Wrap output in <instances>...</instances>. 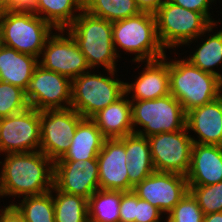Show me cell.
Wrapping results in <instances>:
<instances>
[{
  "mask_svg": "<svg viewBox=\"0 0 222 222\" xmlns=\"http://www.w3.org/2000/svg\"><path fill=\"white\" fill-rule=\"evenodd\" d=\"M169 60L163 58L145 61V67L132 83L125 82V94L131 100H150L170 94Z\"/></svg>",
  "mask_w": 222,
  "mask_h": 222,
  "instance_id": "e0dca14e",
  "label": "cell"
},
{
  "mask_svg": "<svg viewBox=\"0 0 222 222\" xmlns=\"http://www.w3.org/2000/svg\"><path fill=\"white\" fill-rule=\"evenodd\" d=\"M205 40L201 41L200 46L197 44V49L186 59L202 71L219 78L222 73L215 70V67L222 65V29L213 35L209 34Z\"/></svg>",
  "mask_w": 222,
  "mask_h": 222,
  "instance_id": "484cf974",
  "label": "cell"
},
{
  "mask_svg": "<svg viewBox=\"0 0 222 222\" xmlns=\"http://www.w3.org/2000/svg\"><path fill=\"white\" fill-rule=\"evenodd\" d=\"M17 10V0H0V12Z\"/></svg>",
  "mask_w": 222,
  "mask_h": 222,
  "instance_id": "74e56055",
  "label": "cell"
},
{
  "mask_svg": "<svg viewBox=\"0 0 222 222\" xmlns=\"http://www.w3.org/2000/svg\"><path fill=\"white\" fill-rule=\"evenodd\" d=\"M170 94L185 112L216 100L220 94L219 78L193 65L186 59L169 61Z\"/></svg>",
  "mask_w": 222,
  "mask_h": 222,
  "instance_id": "8992f818",
  "label": "cell"
},
{
  "mask_svg": "<svg viewBox=\"0 0 222 222\" xmlns=\"http://www.w3.org/2000/svg\"><path fill=\"white\" fill-rule=\"evenodd\" d=\"M56 30L30 9L0 12L2 45L40 58L47 39Z\"/></svg>",
  "mask_w": 222,
  "mask_h": 222,
  "instance_id": "5b68a950",
  "label": "cell"
},
{
  "mask_svg": "<svg viewBox=\"0 0 222 222\" xmlns=\"http://www.w3.org/2000/svg\"><path fill=\"white\" fill-rule=\"evenodd\" d=\"M105 139L91 118H83L77 125L69 150L57 161L97 159Z\"/></svg>",
  "mask_w": 222,
  "mask_h": 222,
  "instance_id": "603a6c76",
  "label": "cell"
},
{
  "mask_svg": "<svg viewBox=\"0 0 222 222\" xmlns=\"http://www.w3.org/2000/svg\"><path fill=\"white\" fill-rule=\"evenodd\" d=\"M97 161L99 189L129 191L125 144L119 138L104 140Z\"/></svg>",
  "mask_w": 222,
  "mask_h": 222,
  "instance_id": "2e32d148",
  "label": "cell"
},
{
  "mask_svg": "<svg viewBox=\"0 0 222 222\" xmlns=\"http://www.w3.org/2000/svg\"><path fill=\"white\" fill-rule=\"evenodd\" d=\"M91 71L72 80L71 108L83 118H92L125 94V82L117 78V70H106L107 76Z\"/></svg>",
  "mask_w": 222,
  "mask_h": 222,
  "instance_id": "52a82bcc",
  "label": "cell"
},
{
  "mask_svg": "<svg viewBox=\"0 0 222 222\" xmlns=\"http://www.w3.org/2000/svg\"><path fill=\"white\" fill-rule=\"evenodd\" d=\"M84 54L90 69L103 66L116 70L119 58L114 50L112 22L96 17L84 9L66 29Z\"/></svg>",
  "mask_w": 222,
  "mask_h": 222,
  "instance_id": "3957f363",
  "label": "cell"
},
{
  "mask_svg": "<svg viewBox=\"0 0 222 222\" xmlns=\"http://www.w3.org/2000/svg\"><path fill=\"white\" fill-rule=\"evenodd\" d=\"M51 192L55 193L53 195L55 222H89L88 199L59 191L55 186Z\"/></svg>",
  "mask_w": 222,
  "mask_h": 222,
  "instance_id": "4316f807",
  "label": "cell"
},
{
  "mask_svg": "<svg viewBox=\"0 0 222 222\" xmlns=\"http://www.w3.org/2000/svg\"><path fill=\"white\" fill-rule=\"evenodd\" d=\"M0 161L2 196L41 195L54 186V162L43 152L11 153Z\"/></svg>",
  "mask_w": 222,
  "mask_h": 222,
  "instance_id": "6da1fadb",
  "label": "cell"
},
{
  "mask_svg": "<svg viewBox=\"0 0 222 222\" xmlns=\"http://www.w3.org/2000/svg\"><path fill=\"white\" fill-rule=\"evenodd\" d=\"M55 31L47 39L42 49L40 55V58H42L38 60L39 65L66 76L71 81L77 76L90 71L86 58L72 35L64 29Z\"/></svg>",
  "mask_w": 222,
  "mask_h": 222,
  "instance_id": "7c38bea8",
  "label": "cell"
},
{
  "mask_svg": "<svg viewBox=\"0 0 222 222\" xmlns=\"http://www.w3.org/2000/svg\"><path fill=\"white\" fill-rule=\"evenodd\" d=\"M203 222H222V212L204 215Z\"/></svg>",
  "mask_w": 222,
  "mask_h": 222,
  "instance_id": "f35d334b",
  "label": "cell"
},
{
  "mask_svg": "<svg viewBox=\"0 0 222 222\" xmlns=\"http://www.w3.org/2000/svg\"><path fill=\"white\" fill-rule=\"evenodd\" d=\"M169 1L188 10L202 13L212 24L220 22L212 19V16L210 15L211 13L209 12L214 1L216 4V0H169Z\"/></svg>",
  "mask_w": 222,
  "mask_h": 222,
  "instance_id": "836d02e7",
  "label": "cell"
},
{
  "mask_svg": "<svg viewBox=\"0 0 222 222\" xmlns=\"http://www.w3.org/2000/svg\"><path fill=\"white\" fill-rule=\"evenodd\" d=\"M186 128L197 137L193 143L222 146V95L203 106L186 112Z\"/></svg>",
  "mask_w": 222,
  "mask_h": 222,
  "instance_id": "ac0fdd59",
  "label": "cell"
},
{
  "mask_svg": "<svg viewBox=\"0 0 222 222\" xmlns=\"http://www.w3.org/2000/svg\"><path fill=\"white\" fill-rule=\"evenodd\" d=\"M119 139L125 144L128 160L129 191H132L139 182L155 171L151 159L150 144L147 137L137 133Z\"/></svg>",
  "mask_w": 222,
  "mask_h": 222,
  "instance_id": "44dd1931",
  "label": "cell"
},
{
  "mask_svg": "<svg viewBox=\"0 0 222 222\" xmlns=\"http://www.w3.org/2000/svg\"><path fill=\"white\" fill-rule=\"evenodd\" d=\"M37 0H17V10L18 9H30Z\"/></svg>",
  "mask_w": 222,
  "mask_h": 222,
  "instance_id": "ab89813d",
  "label": "cell"
},
{
  "mask_svg": "<svg viewBox=\"0 0 222 222\" xmlns=\"http://www.w3.org/2000/svg\"><path fill=\"white\" fill-rule=\"evenodd\" d=\"M120 222H134L135 193L132 191H121Z\"/></svg>",
  "mask_w": 222,
  "mask_h": 222,
  "instance_id": "e575fe53",
  "label": "cell"
},
{
  "mask_svg": "<svg viewBox=\"0 0 222 222\" xmlns=\"http://www.w3.org/2000/svg\"><path fill=\"white\" fill-rule=\"evenodd\" d=\"M114 50L118 57L119 48L125 53L134 54L132 62L152 61L163 58L167 51L161 45L158 35L156 18L153 13L139 14L112 22Z\"/></svg>",
  "mask_w": 222,
  "mask_h": 222,
  "instance_id": "7a4b0ae2",
  "label": "cell"
},
{
  "mask_svg": "<svg viewBox=\"0 0 222 222\" xmlns=\"http://www.w3.org/2000/svg\"><path fill=\"white\" fill-rule=\"evenodd\" d=\"M133 192L166 215L189 192V186L184 175L154 171L139 182Z\"/></svg>",
  "mask_w": 222,
  "mask_h": 222,
  "instance_id": "5bb4252c",
  "label": "cell"
},
{
  "mask_svg": "<svg viewBox=\"0 0 222 222\" xmlns=\"http://www.w3.org/2000/svg\"><path fill=\"white\" fill-rule=\"evenodd\" d=\"M71 87L69 78L38 64L26 90V98L29 106L39 111L66 109L71 107Z\"/></svg>",
  "mask_w": 222,
  "mask_h": 222,
  "instance_id": "4fadbf2b",
  "label": "cell"
},
{
  "mask_svg": "<svg viewBox=\"0 0 222 222\" xmlns=\"http://www.w3.org/2000/svg\"><path fill=\"white\" fill-rule=\"evenodd\" d=\"M127 96L124 94L91 118L106 139L121 138L134 133L131 100Z\"/></svg>",
  "mask_w": 222,
  "mask_h": 222,
  "instance_id": "ffe728a7",
  "label": "cell"
},
{
  "mask_svg": "<svg viewBox=\"0 0 222 222\" xmlns=\"http://www.w3.org/2000/svg\"><path fill=\"white\" fill-rule=\"evenodd\" d=\"M188 185H211L222 181V146L193 143Z\"/></svg>",
  "mask_w": 222,
  "mask_h": 222,
  "instance_id": "d6986e66",
  "label": "cell"
},
{
  "mask_svg": "<svg viewBox=\"0 0 222 222\" xmlns=\"http://www.w3.org/2000/svg\"><path fill=\"white\" fill-rule=\"evenodd\" d=\"M38 58L20 53L13 48L0 46V81L27 90Z\"/></svg>",
  "mask_w": 222,
  "mask_h": 222,
  "instance_id": "7402d4cb",
  "label": "cell"
},
{
  "mask_svg": "<svg viewBox=\"0 0 222 222\" xmlns=\"http://www.w3.org/2000/svg\"><path fill=\"white\" fill-rule=\"evenodd\" d=\"M54 186L59 191L89 199L99 190L97 159L55 161Z\"/></svg>",
  "mask_w": 222,
  "mask_h": 222,
  "instance_id": "9a60e30c",
  "label": "cell"
},
{
  "mask_svg": "<svg viewBox=\"0 0 222 222\" xmlns=\"http://www.w3.org/2000/svg\"><path fill=\"white\" fill-rule=\"evenodd\" d=\"M157 35L164 49L189 45L206 33H213L219 23H211L202 13L188 10L169 0L154 13Z\"/></svg>",
  "mask_w": 222,
  "mask_h": 222,
  "instance_id": "277c9868",
  "label": "cell"
},
{
  "mask_svg": "<svg viewBox=\"0 0 222 222\" xmlns=\"http://www.w3.org/2000/svg\"><path fill=\"white\" fill-rule=\"evenodd\" d=\"M40 111L29 107L0 119V155L39 151Z\"/></svg>",
  "mask_w": 222,
  "mask_h": 222,
  "instance_id": "8fae6325",
  "label": "cell"
},
{
  "mask_svg": "<svg viewBox=\"0 0 222 222\" xmlns=\"http://www.w3.org/2000/svg\"><path fill=\"white\" fill-rule=\"evenodd\" d=\"M147 138L155 171L187 175L191 164L193 140L186 127Z\"/></svg>",
  "mask_w": 222,
  "mask_h": 222,
  "instance_id": "30bf717a",
  "label": "cell"
},
{
  "mask_svg": "<svg viewBox=\"0 0 222 222\" xmlns=\"http://www.w3.org/2000/svg\"><path fill=\"white\" fill-rule=\"evenodd\" d=\"M84 10L110 22L126 19L141 12L135 0H84Z\"/></svg>",
  "mask_w": 222,
  "mask_h": 222,
  "instance_id": "f1b7e54d",
  "label": "cell"
},
{
  "mask_svg": "<svg viewBox=\"0 0 222 222\" xmlns=\"http://www.w3.org/2000/svg\"><path fill=\"white\" fill-rule=\"evenodd\" d=\"M83 9L84 0H37L30 8L56 30H66Z\"/></svg>",
  "mask_w": 222,
  "mask_h": 222,
  "instance_id": "cb8c5ba5",
  "label": "cell"
},
{
  "mask_svg": "<svg viewBox=\"0 0 222 222\" xmlns=\"http://www.w3.org/2000/svg\"><path fill=\"white\" fill-rule=\"evenodd\" d=\"M220 94L222 95V75L219 77Z\"/></svg>",
  "mask_w": 222,
  "mask_h": 222,
  "instance_id": "60d3db41",
  "label": "cell"
},
{
  "mask_svg": "<svg viewBox=\"0 0 222 222\" xmlns=\"http://www.w3.org/2000/svg\"><path fill=\"white\" fill-rule=\"evenodd\" d=\"M2 45V43H1V31H0V46Z\"/></svg>",
  "mask_w": 222,
  "mask_h": 222,
  "instance_id": "b9f144b4",
  "label": "cell"
},
{
  "mask_svg": "<svg viewBox=\"0 0 222 222\" xmlns=\"http://www.w3.org/2000/svg\"><path fill=\"white\" fill-rule=\"evenodd\" d=\"M163 216V213L158 208L148 201L138 198L135 194L134 222H161L160 219H164Z\"/></svg>",
  "mask_w": 222,
  "mask_h": 222,
  "instance_id": "d6a6232c",
  "label": "cell"
},
{
  "mask_svg": "<svg viewBox=\"0 0 222 222\" xmlns=\"http://www.w3.org/2000/svg\"><path fill=\"white\" fill-rule=\"evenodd\" d=\"M83 117L73 108L40 111L41 141L39 150L53 162L69 150L78 123Z\"/></svg>",
  "mask_w": 222,
  "mask_h": 222,
  "instance_id": "9c48e42d",
  "label": "cell"
},
{
  "mask_svg": "<svg viewBox=\"0 0 222 222\" xmlns=\"http://www.w3.org/2000/svg\"><path fill=\"white\" fill-rule=\"evenodd\" d=\"M0 222H24V219L16 208L9 204L0 209Z\"/></svg>",
  "mask_w": 222,
  "mask_h": 222,
  "instance_id": "d590c367",
  "label": "cell"
},
{
  "mask_svg": "<svg viewBox=\"0 0 222 222\" xmlns=\"http://www.w3.org/2000/svg\"><path fill=\"white\" fill-rule=\"evenodd\" d=\"M131 106L134 133L141 136L175 132L186 127V112L171 94L150 100H131Z\"/></svg>",
  "mask_w": 222,
  "mask_h": 222,
  "instance_id": "ba28073f",
  "label": "cell"
},
{
  "mask_svg": "<svg viewBox=\"0 0 222 222\" xmlns=\"http://www.w3.org/2000/svg\"><path fill=\"white\" fill-rule=\"evenodd\" d=\"M121 191L96 190L88 199L89 222H120Z\"/></svg>",
  "mask_w": 222,
  "mask_h": 222,
  "instance_id": "d4e9b609",
  "label": "cell"
},
{
  "mask_svg": "<svg viewBox=\"0 0 222 222\" xmlns=\"http://www.w3.org/2000/svg\"><path fill=\"white\" fill-rule=\"evenodd\" d=\"M204 215L222 212V181L211 185H188Z\"/></svg>",
  "mask_w": 222,
  "mask_h": 222,
  "instance_id": "4dcf8cb0",
  "label": "cell"
},
{
  "mask_svg": "<svg viewBox=\"0 0 222 222\" xmlns=\"http://www.w3.org/2000/svg\"><path fill=\"white\" fill-rule=\"evenodd\" d=\"M29 107L25 90L0 81V119L19 113Z\"/></svg>",
  "mask_w": 222,
  "mask_h": 222,
  "instance_id": "f546056e",
  "label": "cell"
},
{
  "mask_svg": "<svg viewBox=\"0 0 222 222\" xmlns=\"http://www.w3.org/2000/svg\"><path fill=\"white\" fill-rule=\"evenodd\" d=\"M167 0H135L141 12L155 13Z\"/></svg>",
  "mask_w": 222,
  "mask_h": 222,
  "instance_id": "8d00e7d4",
  "label": "cell"
},
{
  "mask_svg": "<svg viewBox=\"0 0 222 222\" xmlns=\"http://www.w3.org/2000/svg\"><path fill=\"white\" fill-rule=\"evenodd\" d=\"M165 218V222H203L204 213L189 191Z\"/></svg>",
  "mask_w": 222,
  "mask_h": 222,
  "instance_id": "1f68e13d",
  "label": "cell"
},
{
  "mask_svg": "<svg viewBox=\"0 0 222 222\" xmlns=\"http://www.w3.org/2000/svg\"><path fill=\"white\" fill-rule=\"evenodd\" d=\"M13 205L22 215L24 222H55L53 193L51 191L33 196H25Z\"/></svg>",
  "mask_w": 222,
  "mask_h": 222,
  "instance_id": "83f0119b",
  "label": "cell"
}]
</instances>
